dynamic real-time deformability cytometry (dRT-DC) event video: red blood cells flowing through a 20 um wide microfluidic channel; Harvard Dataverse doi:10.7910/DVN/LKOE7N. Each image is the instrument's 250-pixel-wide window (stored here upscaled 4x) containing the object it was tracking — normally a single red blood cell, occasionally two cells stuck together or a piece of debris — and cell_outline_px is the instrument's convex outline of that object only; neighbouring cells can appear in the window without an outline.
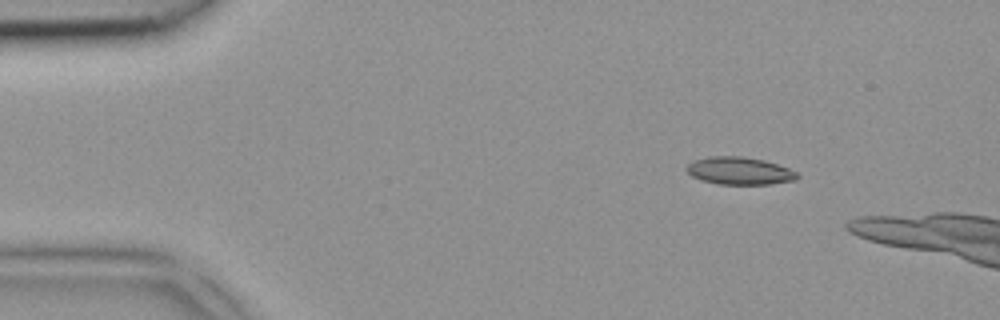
{"species": "common noctule bat (a hibernating species)", "species_latin": "Nyctalus noctula", "temperature_condition": "room temperature", "stored_images_in_passage": 5, "camera_frame_rate_fps": 3000, "um_per_image_px": 0.085, "animal": {"sex": "female", "body_mass_g": 18.4}, "frame": {"image": 1, "passage_image": 5, "time_ms": 1.333, "image_size_px": [1000, 320], "cell_outline_px": [[800, 176], [796, 180], [768, 184], [720, 184], [700, 180], [692, 176], [684, 168], [688, 164], [696, 160], [712, 156], [740, 156], [764, 160], [788, 168], [796, 172]], "centroid_in_image_um": [62.85, 14.52], "position_along_channel_um": 22.1, "area_um2": 17.63}}